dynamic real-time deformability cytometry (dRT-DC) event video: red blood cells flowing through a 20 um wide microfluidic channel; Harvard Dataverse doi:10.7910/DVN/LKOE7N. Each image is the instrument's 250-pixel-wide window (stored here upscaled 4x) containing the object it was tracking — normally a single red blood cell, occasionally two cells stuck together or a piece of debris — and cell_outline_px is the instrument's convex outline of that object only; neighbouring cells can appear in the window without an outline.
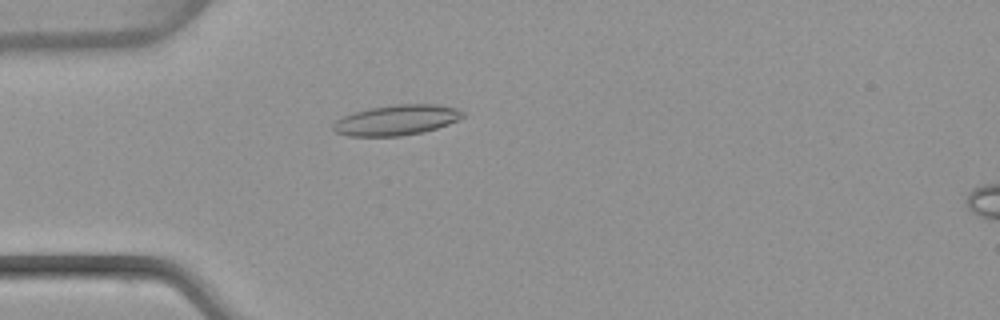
{"species": "common noctule bat (a hibernating species)", "species_latin": "Nyctalus noctula", "temperature_condition": "warm", "stored_images_in_passage": 51, "camera_frame_rate_fps": 3000, "um_per_image_px": 0.085, "animal": {"sex": "female", "body_mass_g": 22.7, "forearm_length_mm": 54.2}, "frame": {"image": 1, "passage_image": 15, "time_ms": 4.667, "image_size_px": [1000, 320], "cell_outline_px": [[464, 116], [448, 124], [424, 132], [400, 136], [348, 136], [336, 132], [332, 128], [332, 124], [336, 120], [352, 112], [368, 108], [392, 104], [436, 104], [460, 108], [464, 112]], "centroid_in_image_um": [33.7, 10.19], "position_along_channel_um": 51.3, "area_um2": 23.12}}
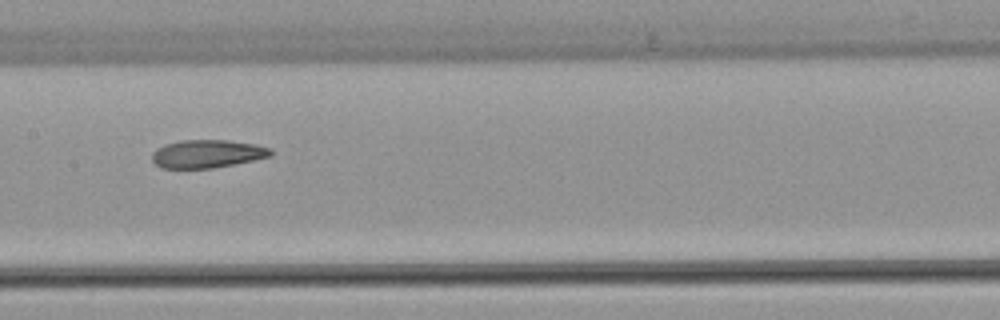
{"frame": {"image": 2, "passage_image": 26, "time_ms": 8.333, "image_size_px": [1000, 320], "cell_outline_px": [[272, 156], [212, 168], [160, 168], [152, 160], [152, 152], [156, 148], [164, 144], [180, 140], [228, 140], [256, 144], [272, 148]], "centroid_in_image_um": [17.6, 13.06], "position_along_channel_um": 189.8, "area_um2": 19.48}}
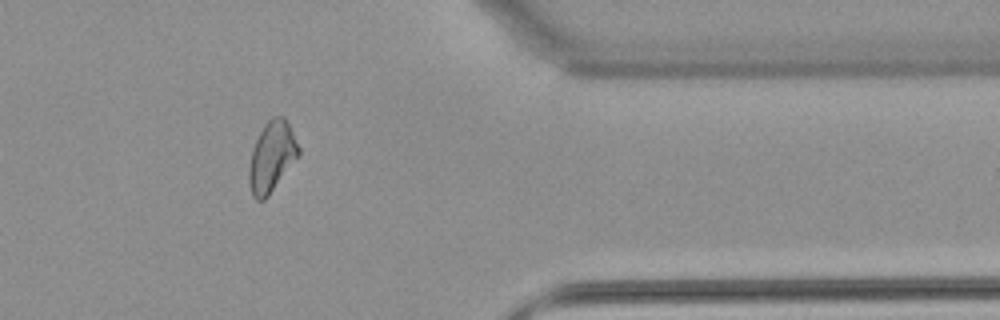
{"frame": {"image": 3, "passage_image": 42, "time_ms": 13.667, "image_size_px": [1000, 320], "cell_outline_px": [[300, 156], [268, 196], [264, 200], [256, 200], [252, 196], [248, 180], [248, 168], [252, 148], [264, 124], [272, 116], [284, 116], [288, 120], [300, 148]], "centroid_in_image_um": [23.11, 13.31], "position_along_channel_um": 388.3, "area_um2": 20.75}, "authors_computed_cell_mechanics": {"area_um2": 20.808, "velocity_mm_per_s": 4.0577, "shape_relaxation_time_tau1_ms": null, "shape_relaxation_time_tau2_ms": 2.6174, "deformation_change_tau1": null, "deformation_change_tau2": 0.094}}